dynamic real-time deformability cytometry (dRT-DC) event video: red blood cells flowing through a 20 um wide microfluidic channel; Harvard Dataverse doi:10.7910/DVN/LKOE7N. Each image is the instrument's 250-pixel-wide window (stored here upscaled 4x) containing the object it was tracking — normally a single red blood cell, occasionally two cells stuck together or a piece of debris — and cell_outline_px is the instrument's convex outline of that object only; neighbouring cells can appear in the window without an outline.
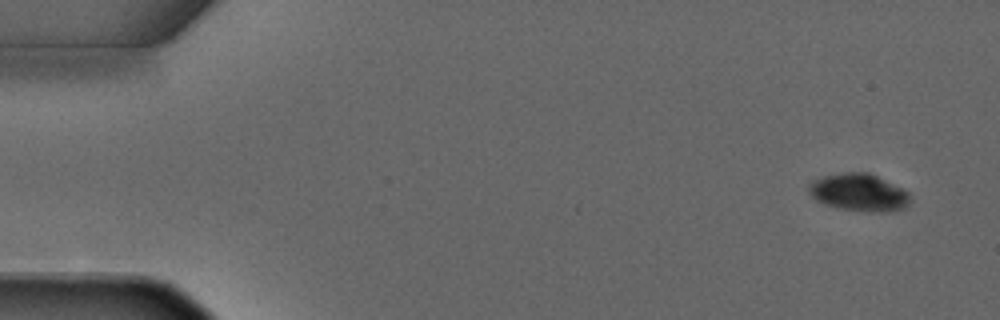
{"species": "common noctule bat (a hibernating species)", "species_latin": "Nyctalus noctula", "temperature_condition": "warm", "stored_images_in_passage": 4, "camera_frame_rate_fps": 3000, "um_per_image_px": 0.085, "animal": {"sex": "male", "forearm_length_mm": 52.5}, "frame": {"image": 1, "passage_image": 1, "time_ms": 0.0, "image_size_px": [1000, 320], "cell_outline_px": [[912, 200], [904, 208], [892, 212], [872, 212], [836, 208], [816, 200], [808, 192], [808, 184], [812, 180], [824, 176], [844, 172], [868, 172], [908, 192]], "centroid_in_image_um": [73.0, 16.37], "position_along_channel_um": 12.0, "area_um2": 22.14}}
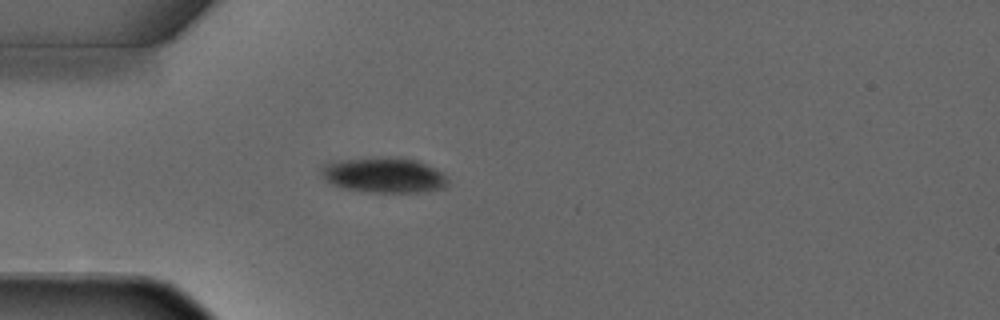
{"frame": {"image": 2, "passage_image": 4, "time_ms": 3.333, "image_size_px": [1000, 320], "cell_outline_px": [[448, 188], [428, 192], [360, 192], [344, 188], [332, 184], [320, 176], [320, 164], [340, 160], [380, 156], [400, 156], [416, 160], [448, 176]], "centroid_in_image_um": [32.62, 14.88], "position_along_channel_um": 52.4, "area_um2": 26.76}}